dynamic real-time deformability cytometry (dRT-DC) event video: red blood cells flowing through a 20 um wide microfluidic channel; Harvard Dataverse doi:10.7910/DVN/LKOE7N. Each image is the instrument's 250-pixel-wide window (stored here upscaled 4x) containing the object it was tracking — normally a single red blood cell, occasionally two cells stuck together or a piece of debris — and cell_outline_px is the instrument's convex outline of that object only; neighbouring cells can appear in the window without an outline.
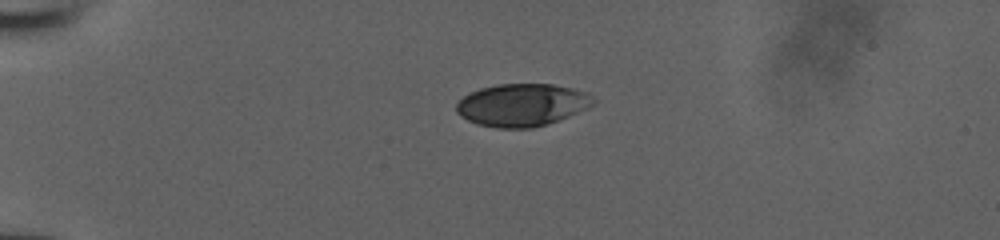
{"species": "human", "species_latin": "Homo sapiens", "temperature_condition": "room temperature", "stored_images_in_passage": 39, "camera_frame_rate_fps": 3000, "um_per_image_px": 0.085, "donor": {"sex": "male"}, "frame": {"image": 1, "passage_image": 1, "time_ms": 0.0, "image_size_px": [1000, 240], "cell_outline_px": [[596, 100], [592, 104], [568, 116], [548, 124], [532, 128], [496, 128], [476, 124], [460, 116], [456, 112], [456, 104], [468, 92], [480, 88], [496, 84], [552, 84], [572, 88], [588, 92]], "centroid_in_image_um": [44.33, 8.92], "position_along_channel_um": 40.7, "area_um2": 33.99}}
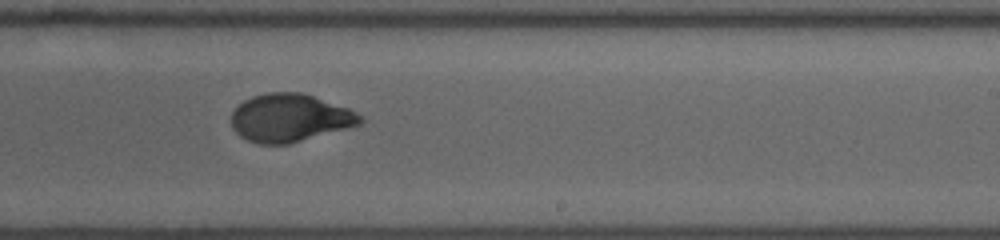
{"frame": {"image": 2, "passage_image": 21, "time_ms": 6.667, "image_size_px": [1000, 240], "cell_outline_px": [[364, 120], [360, 124], [348, 128], [288, 144], [260, 144], [248, 140], [240, 136], [232, 128], [232, 112], [244, 100], [252, 96], [268, 92], [300, 92], [348, 108], [364, 116]], "centroid_in_image_um": [24.64, 10.02], "position_along_channel_um": 264.4, "area_um2": 35.84}}
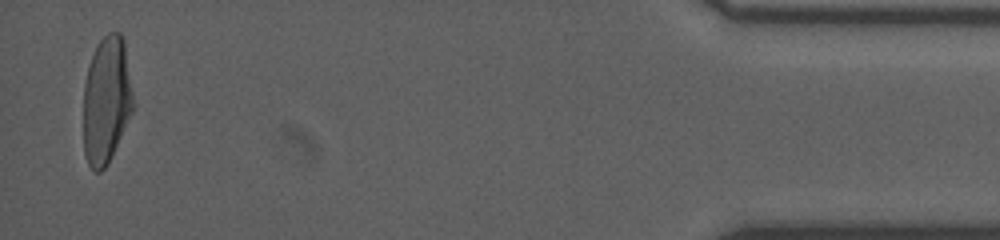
{"frame": {"image": 3, "passage_image": 38, "time_ms": 12.333, "image_size_px": [1000, 240], "cell_outline_px": [[132, 112], [108, 164], [100, 172], [92, 172], [88, 164], [84, 152], [84, 84], [88, 64], [96, 44], [108, 32], [120, 32], [124, 40], [132, 92]], "centroid_in_image_um": [9.02, 8.51], "position_along_channel_um": 426.2, "area_um2": 36.82}}